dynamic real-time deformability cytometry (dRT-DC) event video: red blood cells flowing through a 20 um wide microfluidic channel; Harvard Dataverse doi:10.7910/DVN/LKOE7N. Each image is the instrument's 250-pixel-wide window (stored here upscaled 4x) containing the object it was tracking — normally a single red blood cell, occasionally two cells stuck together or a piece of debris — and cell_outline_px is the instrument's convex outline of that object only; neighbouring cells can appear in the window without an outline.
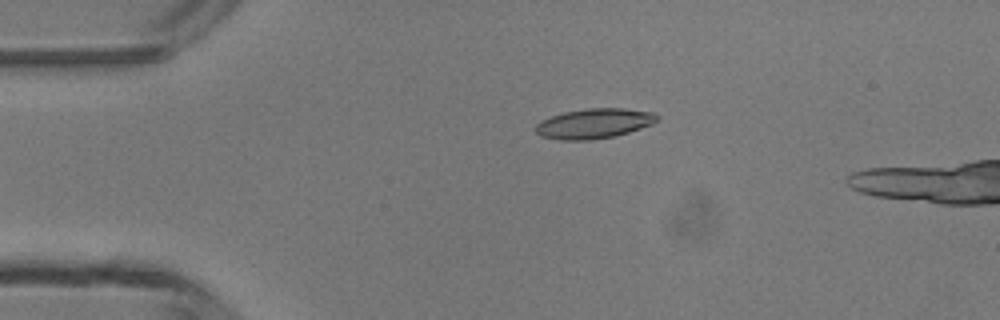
{"species": "common noctule bat (a hibernating species)", "species_latin": "Nyctalus noctula", "temperature_condition": "room temperature", "stored_images_in_passage": 4, "camera_frame_rate_fps": 3000, "um_per_image_px": 0.085, "animal": {"sex": "male", "body_mass_g": 13.3}, "frame": {"image": 1, "passage_image": 2, "time_ms": 2.0, "image_size_px": [1000, 320], "cell_outline_px": [[660, 120], [652, 124], [616, 136], [592, 140], [560, 140], [540, 136], [532, 128], [540, 120], [564, 112], [588, 108], [624, 108], [652, 112], [660, 116]], "centroid_in_image_um": [50.48, 10.5], "position_along_channel_um": 34.5, "area_um2": 21.44}}